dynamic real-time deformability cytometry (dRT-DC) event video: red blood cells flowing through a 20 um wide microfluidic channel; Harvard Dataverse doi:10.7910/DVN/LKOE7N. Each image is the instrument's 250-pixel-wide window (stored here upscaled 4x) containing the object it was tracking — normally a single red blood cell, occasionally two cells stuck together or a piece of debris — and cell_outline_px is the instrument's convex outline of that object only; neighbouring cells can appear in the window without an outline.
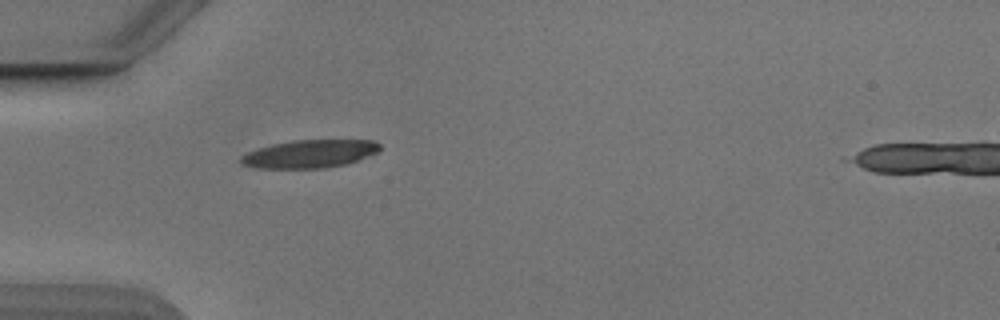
{"species": "Egyptian fruit bat (a non-hibernating species)", "species_latin": "Rousettus aegyptiacus", "temperature_condition": "cold", "stored_images_in_passage": 38, "camera_frame_rate_fps": 3000, "um_per_image_px": 0.085, "animal": {"sex": "male"}, "frame": {"image": 1, "passage_image": 1, "time_ms": 0.0, "image_size_px": [1000, 320], "cell_outline_px": [[380, 148], [376, 152], [356, 160], [344, 164], [324, 168], [256, 168], [240, 164], [240, 156], [248, 152], [272, 144], [292, 140], [372, 140], [380, 144]], "centroid_in_image_um": [26.27, 13.07], "position_along_channel_um": 58.7, "area_um2": 22.43}}
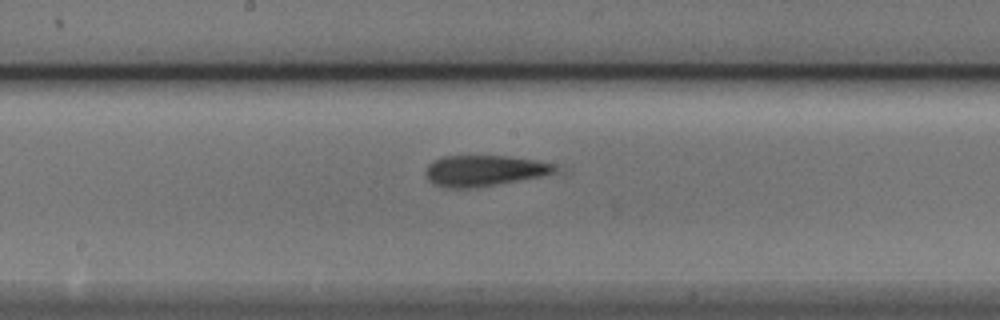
{"frame": {"image": 2, "passage_image": 13, "time_ms": 4.0, "image_size_px": [1000, 320], "cell_outline_px": [[556, 172], [540, 176], [472, 188], [448, 188], [436, 184], [428, 180], [424, 172], [428, 164], [432, 160], [444, 156], [508, 156], [532, 160], [552, 164], [556, 168]], "centroid_in_image_um": [41.06, 14.5], "position_along_channel_um": 207.1, "area_um2": 22.89}}
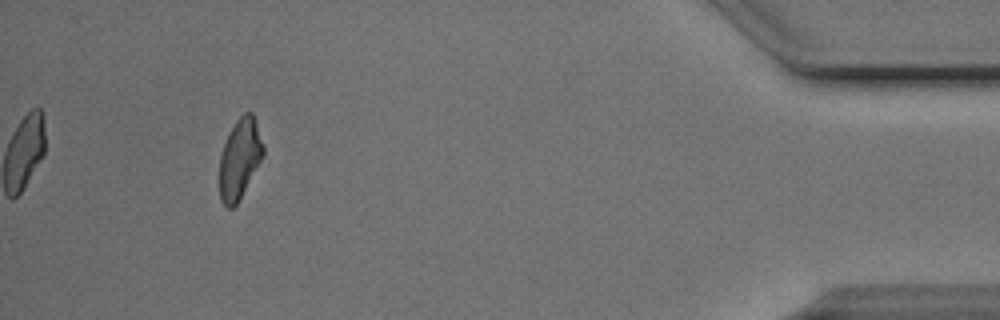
{"frame": {"image": 3, "passage_image": 34, "time_ms": 11.0, "image_size_px": [1000, 320], "cell_outline_px": [[264, 156], [236, 204], [232, 208], [228, 208], [220, 200], [220, 156], [224, 144], [236, 120], [244, 112], [252, 112], [264, 148]], "centroid_in_image_um": [20.38, 13.5], "position_along_channel_um": 414.8, "area_um2": 19.94}, "authors_computed_cell_mechanics": {"area_um2": 23.6402, "velocity_mm_per_s": 3.8672, "shape_relaxation_time_tau1_ms": 4.9542, "shape_relaxation_time_tau2_ms": 5.1634, "deformation_change_tau1": 0.1253, "deformation_change_tau2": 0.149}}